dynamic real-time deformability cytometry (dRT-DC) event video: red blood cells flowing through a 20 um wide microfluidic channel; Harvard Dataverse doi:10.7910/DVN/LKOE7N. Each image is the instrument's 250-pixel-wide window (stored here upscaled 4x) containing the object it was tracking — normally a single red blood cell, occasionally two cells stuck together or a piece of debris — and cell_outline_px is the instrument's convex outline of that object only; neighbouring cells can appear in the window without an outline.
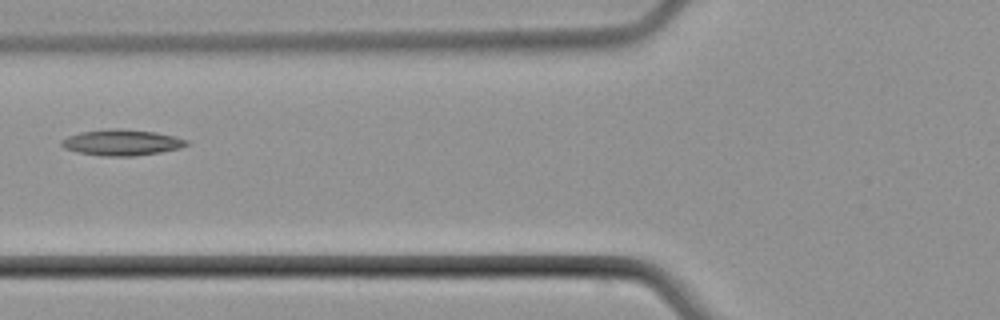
{"species": "common noctule bat (a hibernating species)", "species_latin": "Nyctalus noctula", "temperature_condition": "cold", "stored_images_in_passage": 6, "camera_frame_rate_fps": 3000, "um_per_image_px": 0.085, "animal": {"sex": "male", "body_mass_g": 21.5, "forearm_length_mm": 52.0}, "frame": {"image": 1, "passage_image": 6, "time_ms": 7.0, "image_size_px": [1000, 320], "cell_outline_px": [[188, 144], [180, 148], [160, 152], [136, 156], [100, 156], [76, 152], [64, 148], [60, 144], [60, 140], [68, 136], [80, 132], [112, 128], [120, 128], [156, 132], [188, 140]], "centroid_in_image_um": [10.3, 12.11], "position_along_channel_um": 115.5, "area_um2": 19.02}}